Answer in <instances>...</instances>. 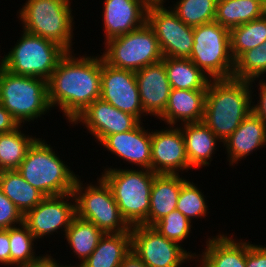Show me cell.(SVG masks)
Segmentation results:
<instances>
[{
  "instance_id": "7402d4cb",
  "label": "cell",
  "mask_w": 266,
  "mask_h": 267,
  "mask_svg": "<svg viewBox=\"0 0 266 267\" xmlns=\"http://www.w3.org/2000/svg\"><path fill=\"white\" fill-rule=\"evenodd\" d=\"M207 89H171L168 104L159 117L165 125L202 122Z\"/></svg>"
},
{
  "instance_id": "4316f807",
  "label": "cell",
  "mask_w": 266,
  "mask_h": 267,
  "mask_svg": "<svg viewBox=\"0 0 266 267\" xmlns=\"http://www.w3.org/2000/svg\"><path fill=\"white\" fill-rule=\"evenodd\" d=\"M266 13V7L256 0H218L215 22L231 30Z\"/></svg>"
},
{
  "instance_id": "74e56055",
  "label": "cell",
  "mask_w": 266,
  "mask_h": 267,
  "mask_svg": "<svg viewBox=\"0 0 266 267\" xmlns=\"http://www.w3.org/2000/svg\"><path fill=\"white\" fill-rule=\"evenodd\" d=\"M246 267H266V246L250 244L246 248Z\"/></svg>"
},
{
  "instance_id": "e0dca14e",
  "label": "cell",
  "mask_w": 266,
  "mask_h": 267,
  "mask_svg": "<svg viewBox=\"0 0 266 267\" xmlns=\"http://www.w3.org/2000/svg\"><path fill=\"white\" fill-rule=\"evenodd\" d=\"M135 76L144 113L159 118L165 111L172 89L164 62L145 66L136 71Z\"/></svg>"
},
{
  "instance_id": "f1b7e54d",
  "label": "cell",
  "mask_w": 266,
  "mask_h": 267,
  "mask_svg": "<svg viewBox=\"0 0 266 267\" xmlns=\"http://www.w3.org/2000/svg\"><path fill=\"white\" fill-rule=\"evenodd\" d=\"M103 235L104 232L95 224L75 216L64 237L81 264L92 254Z\"/></svg>"
},
{
  "instance_id": "4fadbf2b",
  "label": "cell",
  "mask_w": 266,
  "mask_h": 267,
  "mask_svg": "<svg viewBox=\"0 0 266 267\" xmlns=\"http://www.w3.org/2000/svg\"><path fill=\"white\" fill-rule=\"evenodd\" d=\"M71 201L68 202V200ZM65 199V200H64ZM74 200V201H73ZM76 216L75 198L73 193L45 197L23 217V223L28 227L35 239L47 238L61 230L65 235L72 219ZM47 235V236H46Z\"/></svg>"
},
{
  "instance_id": "f35d334b",
  "label": "cell",
  "mask_w": 266,
  "mask_h": 267,
  "mask_svg": "<svg viewBox=\"0 0 266 267\" xmlns=\"http://www.w3.org/2000/svg\"><path fill=\"white\" fill-rule=\"evenodd\" d=\"M263 79H259V100H257V104L252 102V112L258 116L264 123H266V82L262 81ZM255 103V104H254Z\"/></svg>"
},
{
  "instance_id": "cb8c5ba5",
  "label": "cell",
  "mask_w": 266,
  "mask_h": 267,
  "mask_svg": "<svg viewBox=\"0 0 266 267\" xmlns=\"http://www.w3.org/2000/svg\"><path fill=\"white\" fill-rule=\"evenodd\" d=\"M183 133L186 155L190 167L209 166L217 149L218 137L203 122L178 125ZM216 148V149H215ZM209 160V161H208Z\"/></svg>"
},
{
  "instance_id": "603a6c76",
  "label": "cell",
  "mask_w": 266,
  "mask_h": 267,
  "mask_svg": "<svg viewBox=\"0 0 266 267\" xmlns=\"http://www.w3.org/2000/svg\"><path fill=\"white\" fill-rule=\"evenodd\" d=\"M179 174H157L150 194L147 226H153L170 212L176 210L181 186L188 180Z\"/></svg>"
},
{
  "instance_id": "7a4b0ae2",
  "label": "cell",
  "mask_w": 266,
  "mask_h": 267,
  "mask_svg": "<svg viewBox=\"0 0 266 267\" xmlns=\"http://www.w3.org/2000/svg\"><path fill=\"white\" fill-rule=\"evenodd\" d=\"M252 81L235 78L211 79L208 84L202 122L220 142L225 141L252 112Z\"/></svg>"
},
{
  "instance_id": "f546056e",
  "label": "cell",
  "mask_w": 266,
  "mask_h": 267,
  "mask_svg": "<svg viewBox=\"0 0 266 267\" xmlns=\"http://www.w3.org/2000/svg\"><path fill=\"white\" fill-rule=\"evenodd\" d=\"M22 127L23 125H19L10 132L0 133V171L17 170L37 139L36 135H25Z\"/></svg>"
},
{
  "instance_id": "5b68a950",
  "label": "cell",
  "mask_w": 266,
  "mask_h": 267,
  "mask_svg": "<svg viewBox=\"0 0 266 267\" xmlns=\"http://www.w3.org/2000/svg\"><path fill=\"white\" fill-rule=\"evenodd\" d=\"M70 0H26L19 10L23 30L72 52L74 17Z\"/></svg>"
},
{
  "instance_id": "8d00e7d4",
  "label": "cell",
  "mask_w": 266,
  "mask_h": 267,
  "mask_svg": "<svg viewBox=\"0 0 266 267\" xmlns=\"http://www.w3.org/2000/svg\"><path fill=\"white\" fill-rule=\"evenodd\" d=\"M23 214L0 189V229H9L23 223Z\"/></svg>"
},
{
  "instance_id": "60d3db41",
  "label": "cell",
  "mask_w": 266,
  "mask_h": 267,
  "mask_svg": "<svg viewBox=\"0 0 266 267\" xmlns=\"http://www.w3.org/2000/svg\"><path fill=\"white\" fill-rule=\"evenodd\" d=\"M18 126V122L0 103V133L10 132Z\"/></svg>"
},
{
  "instance_id": "e575fe53",
  "label": "cell",
  "mask_w": 266,
  "mask_h": 267,
  "mask_svg": "<svg viewBox=\"0 0 266 267\" xmlns=\"http://www.w3.org/2000/svg\"><path fill=\"white\" fill-rule=\"evenodd\" d=\"M193 181L187 180L182 186L178 196L176 210L184 214L189 220L203 218L207 215L208 205L202 190L195 186ZM205 197V198H204Z\"/></svg>"
},
{
  "instance_id": "5bb4252c",
  "label": "cell",
  "mask_w": 266,
  "mask_h": 267,
  "mask_svg": "<svg viewBox=\"0 0 266 267\" xmlns=\"http://www.w3.org/2000/svg\"><path fill=\"white\" fill-rule=\"evenodd\" d=\"M100 99L135 116L140 122H143L142 115L146 116L140 102L135 72L111 67L102 56Z\"/></svg>"
},
{
  "instance_id": "30bf717a",
  "label": "cell",
  "mask_w": 266,
  "mask_h": 267,
  "mask_svg": "<svg viewBox=\"0 0 266 267\" xmlns=\"http://www.w3.org/2000/svg\"><path fill=\"white\" fill-rule=\"evenodd\" d=\"M103 61L117 69L139 71L163 60L154 30L146 23L139 29L104 42Z\"/></svg>"
},
{
  "instance_id": "d6986e66",
  "label": "cell",
  "mask_w": 266,
  "mask_h": 267,
  "mask_svg": "<svg viewBox=\"0 0 266 267\" xmlns=\"http://www.w3.org/2000/svg\"><path fill=\"white\" fill-rule=\"evenodd\" d=\"M142 124L130 131L111 134L99 144L129 164L151 170V132Z\"/></svg>"
},
{
  "instance_id": "bcb514c9",
  "label": "cell",
  "mask_w": 266,
  "mask_h": 267,
  "mask_svg": "<svg viewBox=\"0 0 266 267\" xmlns=\"http://www.w3.org/2000/svg\"><path fill=\"white\" fill-rule=\"evenodd\" d=\"M256 1H260L266 7V0H256Z\"/></svg>"
},
{
  "instance_id": "44dd1931",
  "label": "cell",
  "mask_w": 266,
  "mask_h": 267,
  "mask_svg": "<svg viewBox=\"0 0 266 267\" xmlns=\"http://www.w3.org/2000/svg\"><path fill=\"white\" fill-rule=\"evenodd\" d=\"M211 237L206 240L204 252L195 258L200 261L196 267H246V248L250 242L220 233Z\"/></svg>"
},
{
  "instance_id": "484cf974",
  "label": "cell",
  "mask_w": 266,
  "mask_h": 267,
  "mask_svg": "<svg viewBox=\"0 0 266 267\" xmlns=\"http://www.w3.org/2000/svg\"><path fill=\"white\" fill-rule=\"evenodd\" d=\"M0 189L16 205L23 216L45 198L17 170L0 171Z\"/></svg>"
},
{
  "instance_id": "52a82bcc",
  "label": "cell",
  "mask_w": 266,
  "mask_h": 267,
  "mask_svg": "<svg viewBox=\"0 0 266 267\" xmlns=\"http://www.w3.org/2000/svg\"><path fill=\"white\" fill-rule=\"evenodd\" d=\"M22 32L15 46L3 56L2 67L17 75L48 80L66 51L50 40Z\"/></svg>"
},
{
  "instance_id": "ee69618b",
  "label": "cell",
  "mask_w": 266,
  "mask_h": 267,
  "mask_svg": "<svg viewBox=\"0 0 266 267\" xmlns=\"http://www.w3.org/2000/svg\"><path fill=\"white\" fill-rule=\"evenodd\" d=\"M145 1L148 5H161L164 4L166 0H143Z\"/></svg>"
},
{
  "instance_id": "ab89813d",
  "label": "cell",
  "mask_w": 266,
  "mask_h": 267,
  "mask_svg": "<svg viewBox=\"0 0 266 267\" xmlns=\"http://www.w3.org/2000/svg\"><path fill=\"white\" fill-rule=\"evenodd\" d=\"M9 229H0V264L10 266Z\"/></svg>"
},
{
  "instance_id": "8fae6325",
  "label": "cell",
  "mask_w": 266,
  "mask_h": 267,
  "mask_svg": "<svg viewBox=\"0 0 266 267\" xmlns=\"http://www.w3.org/2000/svg\"><path fill=\"white\" fill-rule=\"evenodd\" d=\"M130 233L131 250L147 267H181L197 257L196 253L187 252L183 245L167 239L152 226L135 225Z\"/></svg>"
},
{
  "instance_id": "6da1fadb",
  "label": "cell",
  "mask_w": 266,
  "mask_h": 267,
  "mask_svg": "<svg viewBox=\"0 0 266 267\" xmlns=\"http://www.w3.org/2000/svg\"><path fill=\"white\" fill-rule=\"evenodd\" d=\"M75 55L66 52L47 80L50 107H59L69 123L101 93V56Z\"/></svg>"
},
{
  "instance_id": "f6af8a7d",
  "label": "cell",
  "mask_w": 266,
  "mask_h": 267,
  "mask_svg": "<svg viewBox=\"0 0 266 267\" xmlns=\"http://www.w3.org/2000/svg\"><path fill=\"white\" fill-rule=\"evenodd\" d=\"M260 48L264 50L265 61H266V42L262 43V44L260 45Z\"/></svg>"
},
{
  "instance_id": "7c38bea8",
  "label": "cell",
  "mask_w": 266,
  "mask_h": 267,
  "mask_svg": "<svg viewBox=\"0 0 266 267\" xmlns=\"http://www.w3.org/2000/svg\"><path fill=\"white\" fill-rule=\"evenodd\" d=\"M167 8L164 4L149 5L147 23L155 32L163 57L189 58L194 27L186 25L170 7Z\"/></svg>"
},
{
  "instance_id": "9c48e42d",
  "label": "cell",
  "mask_w": 266,
  "mask_h": 267,
  "mask_svg": "<svg viewBox=\"0 0 266 267\" xmlns=\"http://www.w3.org/2000/svg\"><path fill=\"white\" fill-rule=\"evenodd\" d=\"M189 59L211 79L232 78L235 61L230 51V30L218 22L194 27Z\"/></svg>"
},
{
  "instance_id": "ac0fdd59",
  "label": "cell",
  "mask_w": 266,
  "mask_h": 267,
  "mask_svg": "<svg viewBox=\"0 0 266 267\" xmlns=\"http://www.w3.org/2000/svg\"><path fill=\"white\" fill-rule=\"evenodd\" d=\"M105 41L141 28L147 23L149 5L143 0H104Z\"/></svg>"
},
{
  "instance_id": "7bdbcfd3",
  "label": "cell",
  "mask_w": 266,
  "mask_h": 267,
  "mask_svg": "<svg viewBox=\"0 0 266 267\" xmlns=\"http://www.w3.org/2000/svg\"><path fill=\"white\" fill-rule=\"evenodd\" d=\"M119 267H147V266L131 250V252L121 262Z\"/></svg>"
},
{
  "instance_id": "d4e9b609",
  "label": "cell",
  "mask_w": 266,
  "mask_h": 267,
  "mask_svg": "<svg viewBox=\"0 0 266 267\" xmlns=\"http://www.w3.org/2000/svg\"><path fill=\"white\" fill-rule=\"evenodd\" d=\"M131 252V233H104L81 267H119Z\"/></svg>"
},
{
  "instance_id": "4dcf8cb0",
  "label": "cell",
  "mask_w": 266,
  "mask_h": 267,
  "mask_svg": "<svg viewBox=\"0 0 266 267\" xmlns=\"http://www.w3.org/2000/svg\"><path fill=\"white\" fill-rule=\"evenodd\" d=\"M266 42V13L230 30V51L236 61L244 52Z\"/></svg>"
},
{
  "instance_id": "1f68e13d",
  "label": "cell",
  "mask_w": 266,
  "mask_h": 267,
  "mask_svg": "<svg viewBox=\"0 0 266 267\" xmlns=\"http://www.w3.org/2000/svg\"><path fill=\"white\" fill-rule=\"evenodd\" d=\"M9 241L10 266L32 267L42 257L35 253L34 242L38 240L24 223L9 228Z\"/></svg>"
},
{
  "instance_id": "d590c367",
  "label": "cell",
  "mask_w": 266,
  "mask_h": 267,
  "mask_svg": "<svg viewBox=\"0 0 266 267\" xmlns=\"http://www.w3.org/2000/svg\"><path fill=\"white\" fill-rule=\"evenodd\" d=\"M193 221L178 210H174L156 222L154 227L161 235L178 244L190 235Z\"/></svg>"
},
{
  "instance_id": "83f0119b",
  "label": "cell",
  "mask_w": 266,
  "mask_h": 267,
  "mask_svg": "<svg viewBox=\"0 0 266 267\" xmlns=\"http://www.w3.org/2000/svg\"><path fill=\"white\" fill-rule=\"evenodd\" d=\"M167 78L174 89H207L211 78L189 58L163 57Z\"/></svg>"
},
{
  "instance_id": "ffe728a7",
  "label": "cell",
  "mask_w": 266,
  "mask_h": 267,
  "mask_svg": "<svg viewBox=\"0 0 266 267\" xmlns=\"http://www.w3.org/2000/svg\"><path fill=\"white\" fill-rule=\"evenodd\" d=\"M266 145V123L251 112L223 143L229 165L234 166ZM235 163V164H234Z\"/></svg>"
},
{
  "instance_id": "d6a6232c",
  "label": "cell",
  "mask_w": 266,
  "mask_h": 267,
  "mask_svg": "<svg viewBox=\"0 0 266 267\" xmlns=\"http://www.w3.org/2000/svg\"><path fill=\"white\" fill-rule=\"evenodd\" d=\"M217 1L179 0L170 8L186 25L196 27L215 20Z\"/></svg>"
},
{
  "instance_id": "ba28073f",
  "label": "cell",
  "mask_w": 266,
  "mask_h": 267,
  "mask_svg": "<svg viewBox=\"0 0 266 267\" xmlns=\"http://www.w3.org/2000/svg\"><path fill=\"white\" fill-rule=\"evenodd\" d=\"M97 183L86 184L78 178L75 181L73 195L76 216L95 224L104 233L130 232V226L120 214L112 191L100 176ZM83 185V186H82Z\"/></svg>"
},
{
  "instance_id": "3957f363",
  "label": "cell",
  "mask_w": 266,
  "mask_h": 267,
  "mask_svg": "<svg viewBox=\"0 0 266 267\" xmlns=\"http://www.w3.org/2000/svg\"><path fill=\"white\" fill-rule=\"evenodd\" d=\"M53 150L44 139L37 138L17 169L45 197L72 193L79 176Z\"/></svg>"
},
{
  "instance_id": "277c9868",
  "label": "cell",
  "mask_w": 266,
  "mask_h": 267,
  "mask_svg": "<svg viewBox=\"0 0 266 267\" xmlns=\"http://www.w3.org/2000/svg\"><path fill=\"white\" fill-rule=\"evenodd\" d=\"M105 168L101 177L109 185L119 211L127 224L147 226L150 194L157 175L148 169ZM134 169V170H133Z\"/></svg>"
},
{
  "instance_id": "8992f818",
  "label": "cell",
  "mask_w": 266,
  "mask_h": 267,
  "mask_svg": "<svg viewBox=\"0 0 266 267\" xmlns=\"http://www.w3.org/2000/svg\"><path fill=\"white\" fill-rule=\"evenodd\" d=\"M0 103L19 125L34 122L52 110L48 101L46 79L17 75L2 66H0Z\"/></svg>"
},
{
  "instance_id": "836d02e7",
  "label": "cell",
  "mask_w": 266,
  "mask_h": 267,
  "mask_svg": "<svg viewBox=\"0 0 266 267\" xmlns=\"http://www.w3.org/2000/svg\"><path fill=\"white\" fill-rule=\"evenodd\" d=\"M264 74V75H263ZM266 74V61L264 50L257 46L244 52L236 61L232 78L252 81L255 84V80L263 77L265 79ZM254 82V83H253Z\"/></svg>"
},
{
  "instance_id": "2e32d148",
  "label": "cell",
  "mask_w": 266,
  "mask_h": 267,
  "mask_svg": "<svg viewBox=\"0 0 266 267\" xmlns=\"http://www.w3.org/2000/svg\"><path fill=\"white\" fill-rule=\"evenodd\" d=\"M83 123V124H80ZM140 121L129 113L122 112L102 99L93 101L71 124L84 125L95 141L102 142L107 136L130 131Z\"/></svg>"
},
{
  "instance_id": "7dc6e473",
  "label": "cell",
  "mask_w": 266,
  "mask_h": 267,
  "mask_svg": "<svg viewBox=\"0 0 266 267\" xmlns=\"http://www.w3.org/2000/svg\"><path fill=\"white\" fill-rule=\"evenodd\" d=\"M2 63H3V58L0 59V66H2Z\"/></svg>"
},
{
  "instance_id": "b9f144b4",
  "label": "cell",
  "mask_w": 266,
  "mask_h": 267,
  "mask_svg": "<svg viewBox=\"0 0 266 267\" xmlns=\"http://www.w3.org/2000/svg\"><path fill=\"white\" fill-rule=\"evenodd\" d=\"M76 265V266H75ZM32 267H81L79 264H71L69 266L67 265H60L57 263L56 259L50 256L49 254L42 255V257L32 266Z\"/></svg>"
},
{
  "instance_id": "9a60e30c",
  "label": "cell",
  "mask_w": 266,
  "mask_h": 267,
  "mask_svg": "<svg viewBox=\"0 0 266 267\" xmlns=\"http://www.w3.org/2000/svg\"><path fill=\"white\" fill-rule=\"evenodd\" d=\"M151 152V171L156 174H179V171L191 170L179 126L152 130Z\"/></svg>"
}]
</instances>
